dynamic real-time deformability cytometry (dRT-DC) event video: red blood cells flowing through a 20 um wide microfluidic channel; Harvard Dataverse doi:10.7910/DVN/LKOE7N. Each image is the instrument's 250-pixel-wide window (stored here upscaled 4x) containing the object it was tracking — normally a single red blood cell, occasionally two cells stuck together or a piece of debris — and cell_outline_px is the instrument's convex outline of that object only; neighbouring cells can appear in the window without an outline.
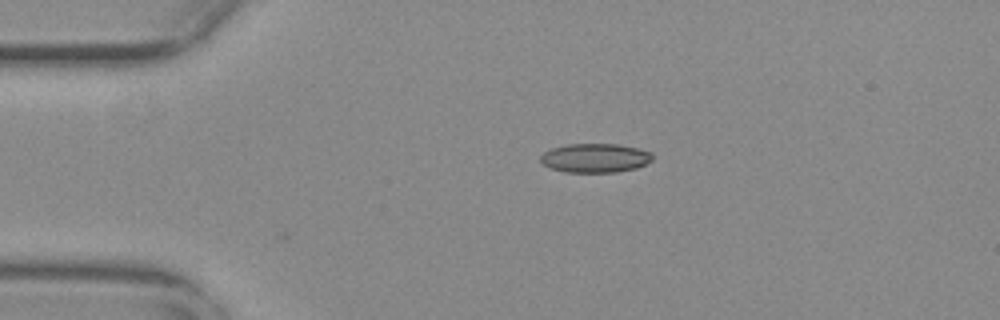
{"species": "common noctule bat (a hibernating species)", "species_latin": "Nyctalus noctula", "temperature_condition": "warm", "stored_images_in_passage": 7, "camera_frame_rate_fps": 3000, "um_per_image_px": 0.085, "animal": {"sex": "female", "body_mass_g": 29.2, "forearm_length_mm": 56.3}, "frame": {"image": 1, "passage_image": 1, "time_ms": 0.0, "image_size_px": [1000, 320], "cell_outline_px": [[652, 160], [636, 168], [616, 172], [564, 172], [548, 168], [540, 160], [540, 156], [544, 152], [552, 148], [568, 144], [616, 144], [636, 148], [652, 152]], "centroid_in_image_um": [50.56, 13.43], "position_along_channel_um": 34.4, "area_um2": 18.9}}
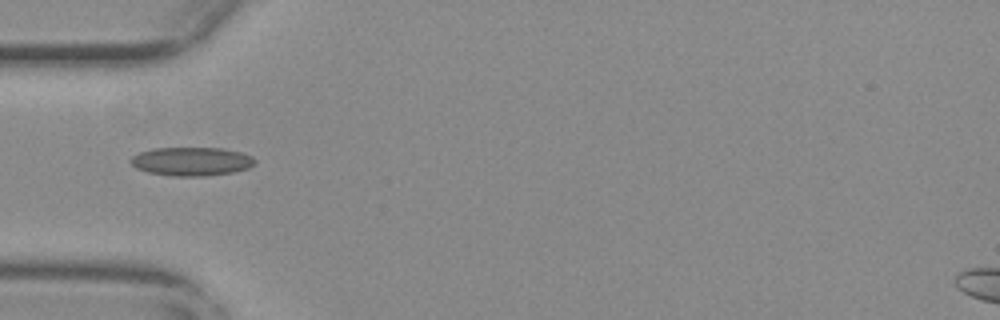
{"frame": {"image": 2, "passage_image": 7, "time_ms": 2.0, "image_size_px": [1000, 320], "cell_outline_px": [[256, 160], [248, 168], [232, 172], [204, 176], [172, 176], [148, 172], [136, 168], [128, 160], [132, 156], [140, 152], [156, 148], [220, 148], [240, 152], [252, 156]], "centroid_in_image_um": [16.25, 13.72], "position_along_channel_um": 68.8, "area_um2": 20.58}}